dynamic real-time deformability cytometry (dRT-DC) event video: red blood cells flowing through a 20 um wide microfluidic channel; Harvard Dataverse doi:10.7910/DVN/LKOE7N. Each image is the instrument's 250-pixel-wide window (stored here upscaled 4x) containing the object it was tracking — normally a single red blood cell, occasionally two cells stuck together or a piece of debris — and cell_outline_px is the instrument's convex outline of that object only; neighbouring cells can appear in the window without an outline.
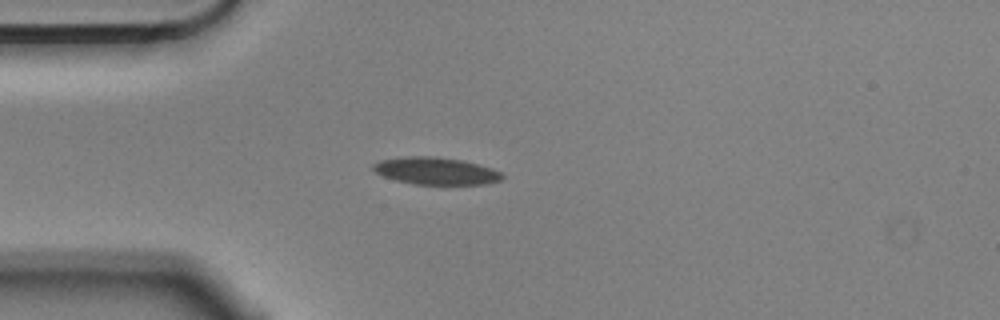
{"species": "Egyptian fruit bat (a non-hibernating species)", "species_latin": "Rousettus aegyptiacus", "temperature_condition": "cold", "stored_images_in_passage": 41, "camera_frame_rate_fps": 3000, "um_per_image_px": 0.085, "animal": {"sex": "male"}, "frame": {"image": 1, "passage_image": 10, "time_ms": 3.0, "image_size_px": [1000, 320], "cell_outline_px": [[504, 176], [500, 180], [488, 184], [416, 184], [396, 180], [384, 176], [376, 172], [372, 168], [372, 164], [380, 160], [408, 156], [436, 156], [464, 160], [492, 168], [500, 172]], "centroid_in_image_um": [37.06, 14.52], "position_along_channel_um": 47.9, "area_um2": 20.46}}
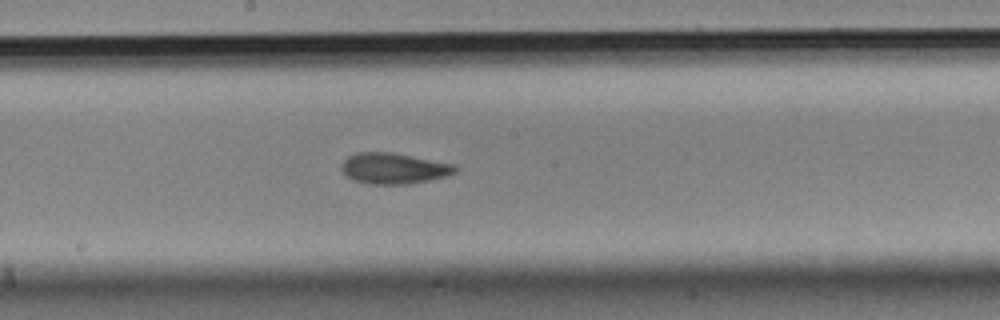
{"frame": {"image": 2, "passage_image": 25, "time_ms": 8.0, "image_size_px": [1000, 320], "cell_outline_px": [[460, 168], [456, 172], [444, 176], [428, 180], [408, 184], [368, 184], [352, 180], [344, 176], [344, 160], [348, 156], [356, 152], [392, 152], [456, 164]], "centroid_in_image_um": [33.5, 14.31], "position_along_channel_um": 214.7, "area_um2": 20.52}}
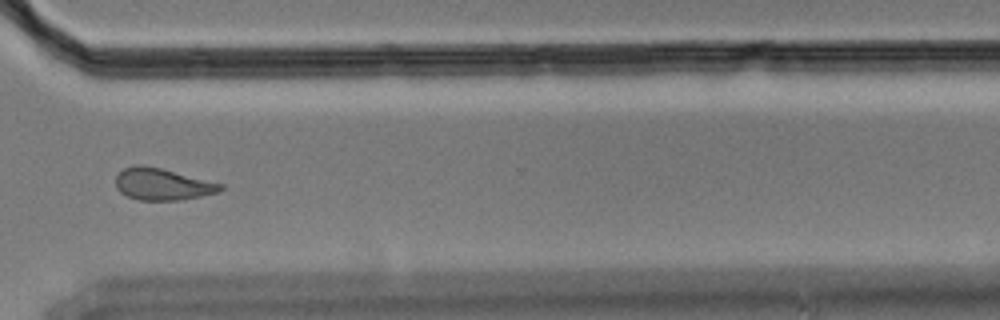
{"frame": {"image": 3, "passage_image": 37, "time_ms": 12.0, "image_size_px": [1000, 320], "cell_outline_px": [[224, 188], [220, 192], [180, 200], [140, 200], [128, 196], [120, 192], [116, 188], [116, 176], [124, 168], [136, 164], [144, 164], [224, 184]], "centroid_in_image_um": [13.81, 15.65], "position_along_channel_um": 356.8, "area_um2": 19.42}, "authors_computed_cell_mechanics": {"area_um2": 19.8832, "velocity_mm_per_s": 3.5522, "shape_relaxation_time_tau1_ms": 4.9328, "shape_relaxation_time_tau2_ms": 3.6003, "deformation_change_tau1": 0.1302, "deformation_change_tau2": 0.0968}}